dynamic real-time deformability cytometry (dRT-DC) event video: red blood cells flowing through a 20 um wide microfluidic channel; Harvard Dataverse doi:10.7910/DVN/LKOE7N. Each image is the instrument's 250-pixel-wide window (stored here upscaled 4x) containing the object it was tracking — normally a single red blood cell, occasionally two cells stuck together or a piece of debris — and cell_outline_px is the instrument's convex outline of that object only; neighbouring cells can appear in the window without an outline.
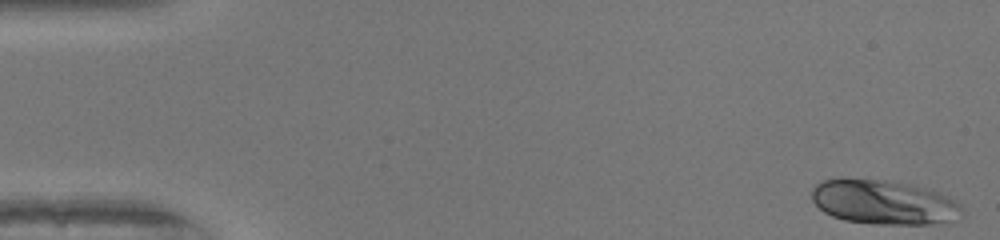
{"species": "human", "species_latin": "Homo sapiens", "temperature_condition": "warm", "stored_images_in_passage": 50, "camera_frame_rate_fps": 3000, "um_per_image_px": 0.085, "donor": {"sex": "female"}, "frame": {"image": 1, "passage_image": 1, "time_ms": 0.0, "image_size_px": [1000, 240], "cell_outline_px": [[964, 216], [960, 220], [948, 224], [872, 224], [844, 220], [832, 216], [824, 212], [812, 200], [812, 188], [816, 184], [824, 180], [840, 176], [884, 180], [916, 184], [948, 196], [956, 200], [960, 204]], "centroid_in_image_um": [75.17, 17.18], "position_along_channel_um": 9.8, "area_um2": 40.17}}
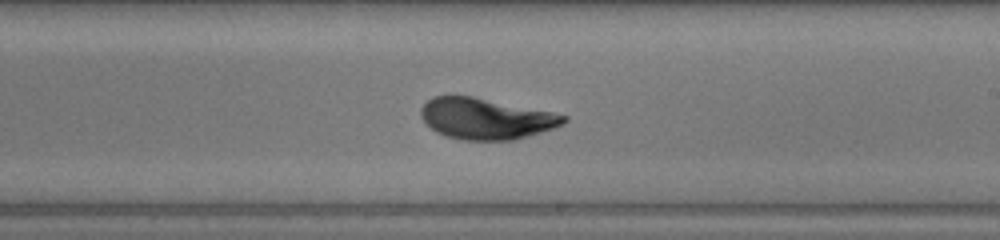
{"frame": {"image": 2, "passage_image": 29, "time_ms": 9.333, "image_size_px": [1000, 240], "cell_outline_px": [[568, 120], [552, 128], [516, 140], [460, 140], [444, 136], [436, 132], [420, 116], [420, 108], [432, 96], [472, 96], [552, 112], [568, 116]], "centroid_in_image_um": [41.27, 10.09], "position_along_channel_um": 247.7, "area_um2": 33.99}}
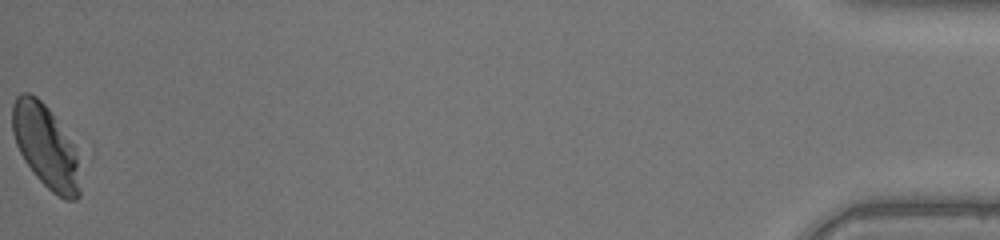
{"frame": {"image": 3, "passage_image": 50, "time_ms": 16.333, "image_size_px": [1000, 240], "cell_outline_px": [[84, 156], [80, 196], [76, 200], [64, 200], [52, 192], [32, 172], [24, 160], [16, 144], [12, 132], [12, 104], [16, 96], [20, 92], [28, 92], [36, 96], [48, 108]], "centroid_in_image_um": [3.99, 12.49], "position_along_channel_um": 431.2, "area_um2": 34.28}, "authors_computed_cell_mechanics": {"area_um2": 34.0153, "velocity_mm_per_s": 4.0983, "shape_relaxation_time_tau1_ms": 2.3763, "shape_relaxation_time_tau2_ms": null, "deformation_change_tau1": 0.1608, "deformation_change_tau2": null}}